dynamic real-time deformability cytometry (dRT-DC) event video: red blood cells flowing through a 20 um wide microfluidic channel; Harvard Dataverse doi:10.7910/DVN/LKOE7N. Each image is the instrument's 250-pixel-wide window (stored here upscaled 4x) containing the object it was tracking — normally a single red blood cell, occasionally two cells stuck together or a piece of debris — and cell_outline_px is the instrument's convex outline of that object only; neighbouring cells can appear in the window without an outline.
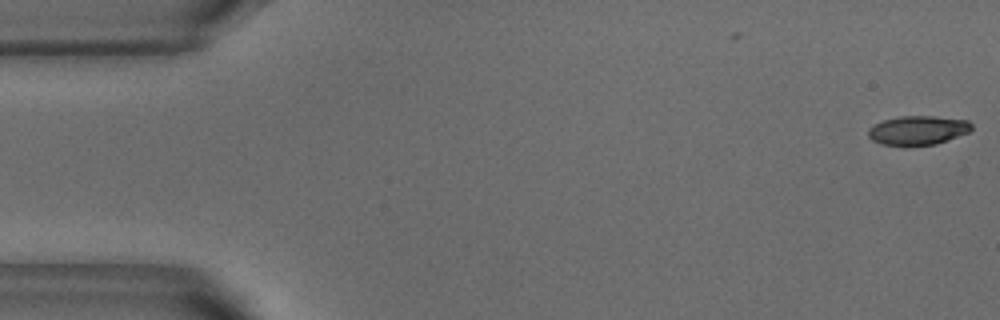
{"species": "common noctule bat (a hibernating species)", "species_latin": "Nyctalus noctula", "temperature_condition": "warm", "stored_images_in_passage": 2, "camera_frame_rate_fps": 3000, "um_per_image_px": 0.085, "animal": {"sex": "male", "body_mass_g": 18.8}, "frame": {"image": 1, "passage_image": 2, "time_ms": 0.333, "image_size_px": [1000, 320], "cell_outline_px": [[972, 128], [968, 132], [936, 144], [884, 144], [872, 140], [868, 136], [868, 128], [872, 124], [884, 120], [900, 116], [936, 116], [968, 120], [972, 124]], "centroid_in_image_um": [78.01, 11.04], "position_along_channel_um": 7.0, "area_um2": 17.22}}